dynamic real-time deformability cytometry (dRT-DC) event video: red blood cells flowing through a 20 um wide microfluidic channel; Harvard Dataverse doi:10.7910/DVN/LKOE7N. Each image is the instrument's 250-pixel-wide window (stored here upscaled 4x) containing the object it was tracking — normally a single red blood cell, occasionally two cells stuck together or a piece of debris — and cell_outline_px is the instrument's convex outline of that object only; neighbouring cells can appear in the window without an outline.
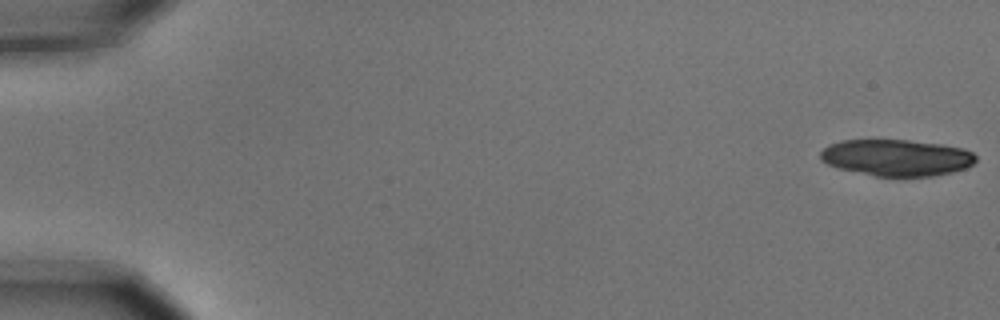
{"species": "common noctule bat (a hibernating species)", "species_latin": "Nyctalus noctula", "temperature_condition": "cold", "stored_images_in_passage": 15, "camera_frame_rate_fps": 3000, "um_per_image_px": 0.085, "animal": {"sex": "male", "body_mass_g": 15.6}, "frame": {"image": 1, "passage_image": 1, "time_ms": 0.0, "image_size_px": [1000, 320], "cell_outline_px": [[976, 160], [972, 164], [964, 168], [952, 172], [932, 176], [876, 176], [836, 168], [820, 160], [820, 152], [828, 144], [840, 140], [908, 140], [940, 144], [964, 148], [972, 152], [976, 156]], "centroid_in_image_um": [76.18, 13.39], "position_along_channel_um": 8.8, "area_um2": 33.12}}
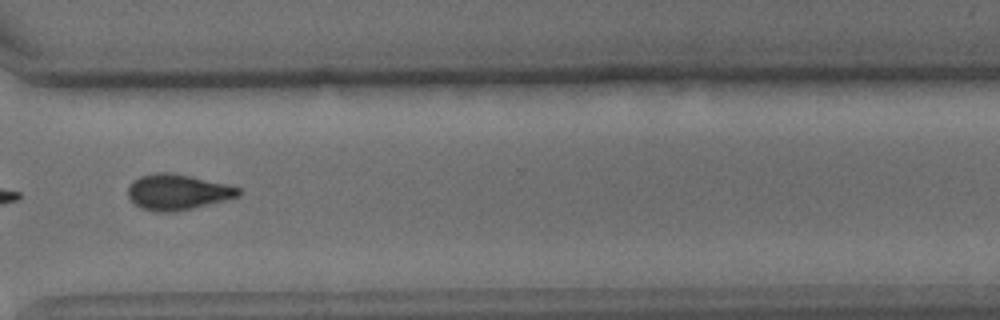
{"frame": {"image": 2, "passage_image": 12, "time_ms": 3.667, "image_size_px": [1000, 320], "cell_outline_px": [[240, 196], [176, 212], [156, 212], [140, 208], [128, 196], [128, 188], [132, 180], [140, 176], [156, 172], [172, 172], [224, 184], [240, 188]], "centroid_in_image_um": [15.04, 16.32], "position_along_channel_um": 355.6, "area_um2": 22.77}}
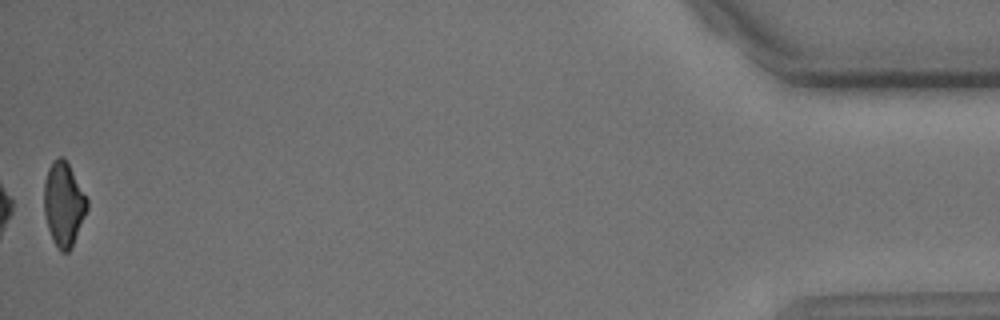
{"frame": {"image": 3, "passage_image": 15, "time_ms": 4.667, "image_size_px": [1000, 320], "cell_outline_px": [[88, 208], [72, 248], [68, 252], [60, 252], [48, 228], [44, 212], [44, 184], [48, 168], [52, 160], [60, 156], [64, 156], [88, 200]], "centroid_in_image_um": [5.41, 17.33], "position_along_channel_um": 429.8, "area_um2": 20.98}}